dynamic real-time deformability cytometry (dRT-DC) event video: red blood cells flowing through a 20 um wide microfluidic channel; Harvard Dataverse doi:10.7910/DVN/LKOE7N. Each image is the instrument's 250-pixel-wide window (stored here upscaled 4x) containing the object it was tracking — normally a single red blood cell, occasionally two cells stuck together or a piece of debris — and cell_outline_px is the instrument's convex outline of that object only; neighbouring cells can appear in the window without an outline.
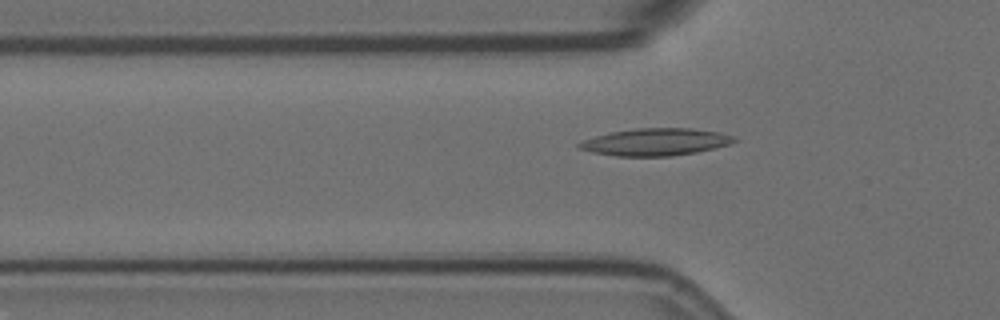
{"species": "Egyptian fruit bat (a non-hibernating species)", "species_latin": "Rousettus aegyptiacus", "temperature_condition": "room temperature", "stored_images_in_passage": 49, "camera_frame_rate_fps": 3000, "um_per_image_px": 0.085, "animal": {"sex": "female"}, "frame": {"image": 1, "passage_image": 10, "time_ms": 3.0, "image_size_px": [1000, 320], "cell_outline_px": [[736, 140], [728, 144], [696, 152], [672, 156], [616, 156], [592, 152], [580, 148], [576, 144], [584, 140], [596, 136], [612, 132], [636, 128], [688, 128], [716, 132], [732, 136]], "centroid_in_image_um": [55.67, 12.07], "position_along_channel_um": 70.1, "area_um2": 24.1}}
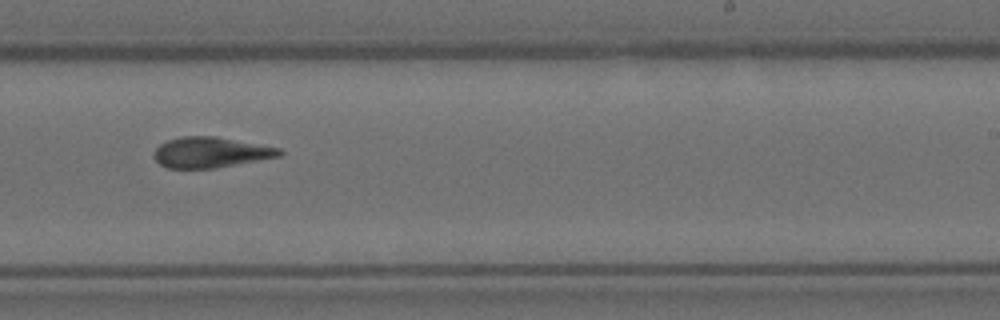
{"frame": {"image": 2, "passage_image": 27, "time_ms": 8.667, "image_size_px": [1000, 320], "cell_outline_px": [[284, 152], [280, 156], [216, 168], [168, 168], [160, 164], [156, 160], [156, 148], [160, 144], [168, 140], [180, 136], [216, 136], [280, 148]], "centroid_in_image_um": [17.93, 12.94], "position_along_channel_um": 271.1, "area_um2": 22.14}}
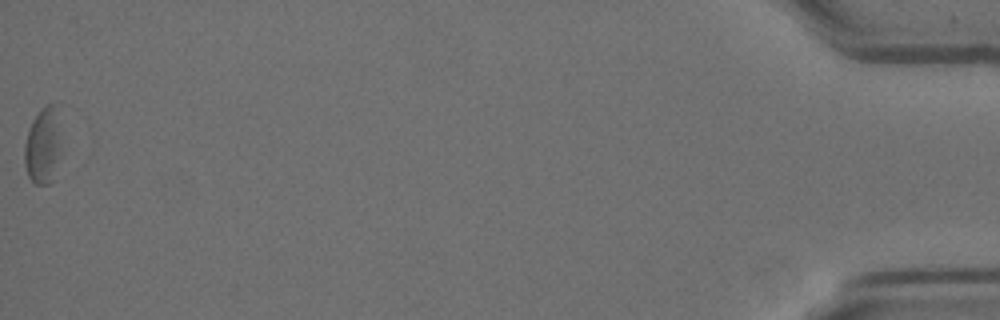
{"frame": {"image": 3, "passage_image": 49, "time_ms": 16.0, "image_size_px": [1000, 320], "cell_outline_px": [[60, 144], [48, 184], [36, 184], [28, 176], [24, 160], [24, 148], [28, 132], [36, 116], [48, 104], [56, 100]], "centroid_in_image_um": [3.62, 12.32], "position_along_channel_um": 431.6, "area_um2": 15.26}, "authors_computed_cell_mechanics": {"area_um2": 22.1952, "velocity_mm_per_s": 3.5327, "shape_relaxation_time_tau1_ms": 10.0071, "shape_relaxation_time_tau2_ms": 5.153, "deformation_change_tau1": 0.1841, "deformation_change_tau2": 0.1549}}